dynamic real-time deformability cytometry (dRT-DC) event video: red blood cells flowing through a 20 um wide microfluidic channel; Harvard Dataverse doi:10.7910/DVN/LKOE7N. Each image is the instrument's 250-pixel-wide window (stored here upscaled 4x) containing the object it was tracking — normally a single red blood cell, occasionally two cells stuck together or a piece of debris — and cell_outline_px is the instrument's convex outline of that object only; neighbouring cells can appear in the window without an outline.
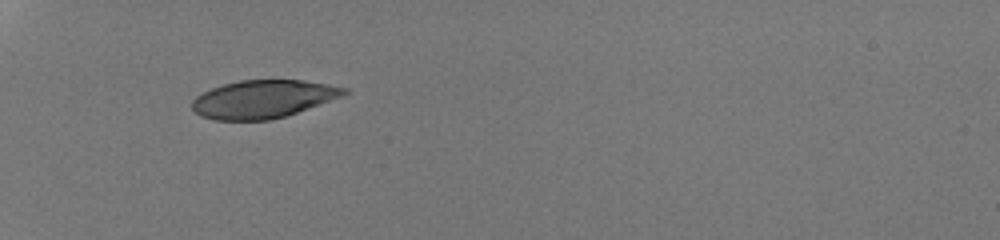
{"species": "human", "species_latin": "Homo sapiens", "temperature_condition": "room temperature", "stored_images_in_passage": 33, "camera_frame_rate_fps": 3000, "um_per_image_px": 0.085, "donor": {"sex": "male"}, "frame": {"image": 1, "passage_image": 1, "time_ms": 0.0, "image_size_px": [1000, 240], "cell_outline_px": [[348, 92], [340, 96], [296, 112], [284, 116], [268, 120], [216, 120], [200, 116], [192, 108], [192, 100], [196, 96], [212, 88], [224, 84], [240, 80], [304, 80], [328, 84], [348, 88]], "centroid_in_image_um": [22.32, 8.41], "position_along_channel_um": 62.7, "area_um2": 33.18}}
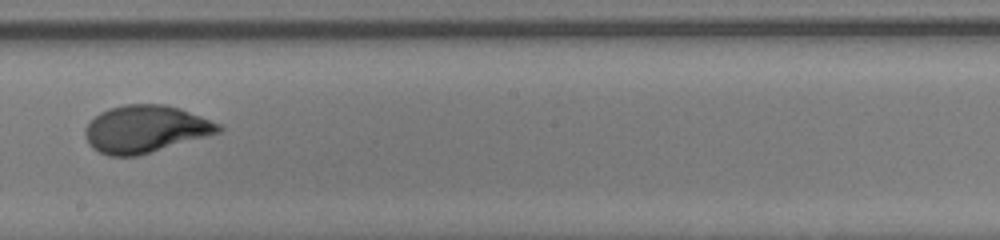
{"frame": {"image": 2, "passage_image": 15, "time_ms": 4.667, "image_size_px": [1000, 240], "cell_outline_px": [[224, 128], [220, 132], [208, 136], [136, 156], [108, 156], [92, 148], [88, 144], [84, 136], [84, 128], [100, 112], [108, 108], [124, 104], [164, 104], [180, 108], [220, 124]], "centroid_in_image_um": [12.34, 10.97], "position_along_channel_um": 235.9, "area_um2": 36.76}}
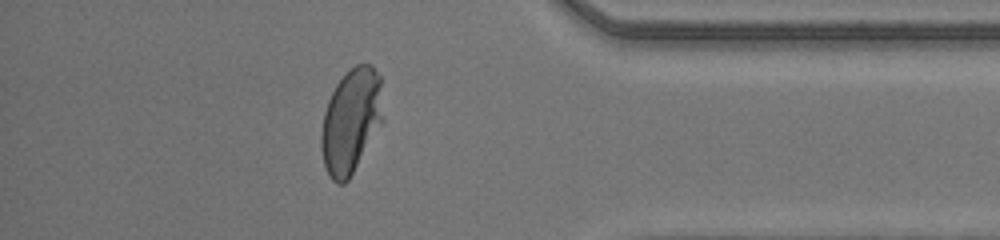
{"frame": {"image": 3, "passage_image": 28, "time_ms": 9.0, "image_size_px": [1000, 240], "cell_outline_px": [[384, 120], [348, 180], [344, 184], [336, 184], [328, 176], [324, 164], [320, 144], [320, 136], [324, 112], [328, 100], [336, 84], [356, 64], [372, 64], [380, 76]], "centroid_in_image_um": [29.84, 10.29], "position_along_channel_um": 405.4, "area_um2": 37.74}, "authors_computed_cell_mechanics": {"area_um2": 36.8186, "velocity_mm_per_s": 4.2447, "shape_relaxation_time_tau1_ms": 2.7449, "shape_relaxation_time_tau2_ms": null, "deformation_change_tau1": 0.1932, "deformation_change_tau2": null}}